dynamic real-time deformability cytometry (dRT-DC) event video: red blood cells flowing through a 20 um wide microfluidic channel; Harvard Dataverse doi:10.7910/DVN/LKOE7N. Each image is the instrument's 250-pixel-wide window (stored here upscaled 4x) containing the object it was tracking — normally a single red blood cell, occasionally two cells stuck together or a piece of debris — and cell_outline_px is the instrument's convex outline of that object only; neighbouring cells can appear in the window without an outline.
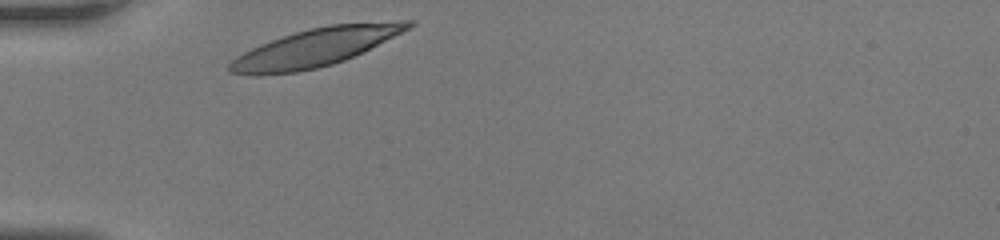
{"species": "human", "species_latin": "Homo sapiens", "temperature_condition": "room temperature", "stored_images_in_passage": 28, "camera_frame_rate_fps": 3000, "um_per_image_px": 0.085, "donor": {"sex": "female"}, "frame": {"image": 1, "passage_image": 1, "time_ms": 0.0, "image_size_px": [1000, 240], "cell_outline_px": [[416, 24], [344, 60], [332, 64], [316, 68], [296, 72], [260, 76], [252, 76], [228, 72], [228, 64], [236, 56], [260, 44], [296, 32], [328, 24], [400, 20], [416, 20]], "centroid_in_image_um": [26.73, 4.04], "position_along_channel_um": 58.3, "area_um2": 39.19}}
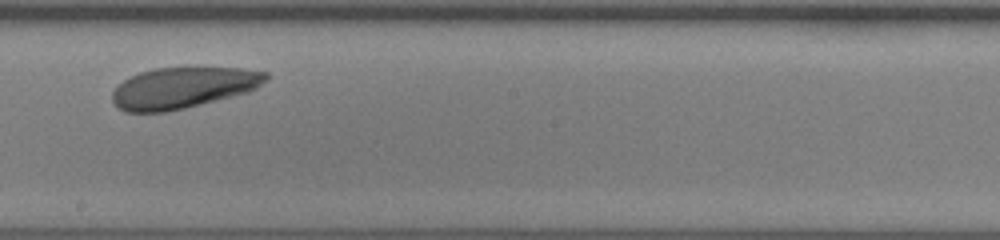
{"frame": {"image": 2, "passage_image": 16, "time_ms": 5.0, "image_size_px": [1000, 240], "cell_outline_px": [[268, 80], [256, 88], [248, 92], [168, 112], [124, 112], [116, 108], [112, 100], [112, 92], [124, 80], [140, 72], [152, 68], [184, 64], [200, 64], [244, 68], [268, 72]], "centroid_in_image_um": [15.6, 7.39], "position_along_channel_um": 232.6, "area_um2": 38.32}}
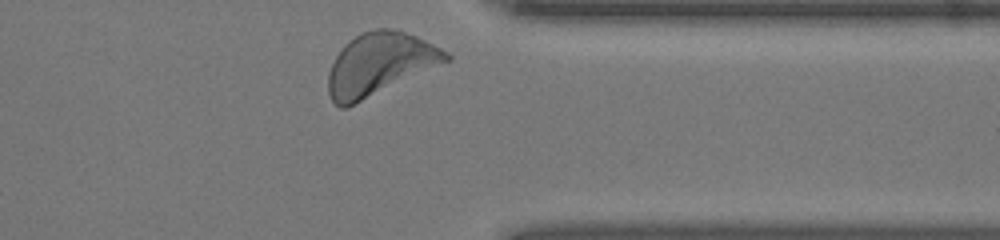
{"frame": {"image": 3, "passage_image": 28, "time_ms": 9.0, "image_size_px": [1000, 240], "cell_outline_px": [[452, 60], [344, 108], [340, 108], [332, 100], [328, 92], [328, 72], [336, 56], [344, 44], [360, 32], [372, 28], [388, 28], [404, 32], [416, 36], [448, 52], [452, 56]], "centroid_in_image_um": [32.27, 5.43], "position_along_channel_um": 379.1, "area_um2": 42.48}, "authors_computed_cell_mechanics": {"area_um2": 38.5237, "velocity_mm_per_s": 3.7256, "shape_relaxation_time_tau1_ms": 1.8777, "shape_relaxation_time_tau2_ms": null, "deformation_change_tau1": 0.1165, "deformation_change_tau2": null}}